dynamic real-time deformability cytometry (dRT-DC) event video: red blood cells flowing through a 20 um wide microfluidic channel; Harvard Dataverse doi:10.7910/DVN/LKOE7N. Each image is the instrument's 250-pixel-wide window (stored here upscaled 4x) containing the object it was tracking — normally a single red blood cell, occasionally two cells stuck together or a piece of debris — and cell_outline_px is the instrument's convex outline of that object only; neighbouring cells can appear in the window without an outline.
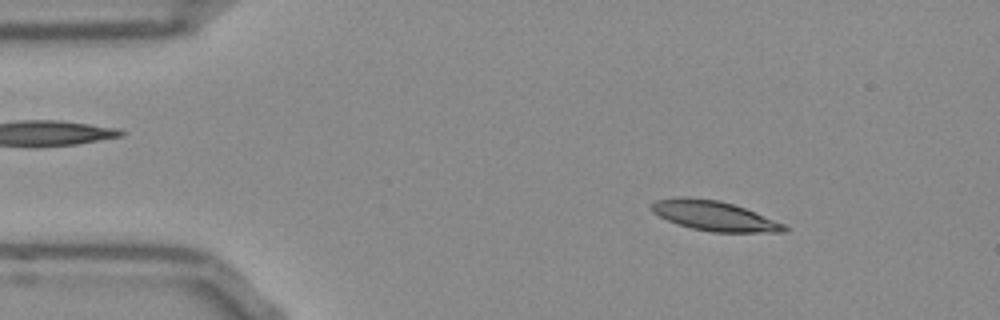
{"species": "Egyptian fruit bat (a non-hibernating species)", "species_latin": "Rousettus aegyptiacus", "temperature_condition": "room temperature", "stored_images_in_passage": 53, "camera_frame_rate_fps": 3000, "um_per_image_px": 0.085, "frame": {"image": 1, "passage_image": 8, "time_ms": 2.333, "image_size_px": [1000, 320], "cell_outline_px": [[788, 228], [784, 232], [712, 232], [692, 228], [668, 220], [652, 212], [652, 204], [656, 200], [676, 196], [688, 196], [720, 200], [744, 208], [784, 224]], "centroid_in_image_um": [60.68, 18.33], "position_along_channel_um": 24.3, "area_um2": 22.83}}
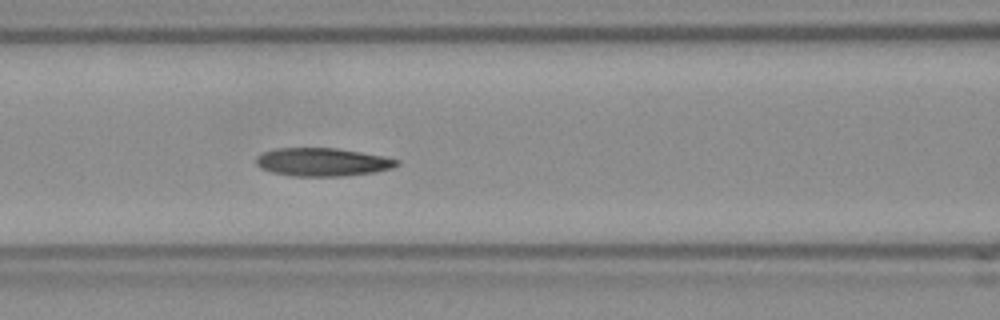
{"frame": {"image": 2, "passage_image": 22, "time_ms": 7.0, "image_size_px": [1000, 320], "cell_outline_px": [[400, 164], [392, 168], [372, 172], [344, 176], [292, 176], [272, 172], [260, 168], [256, 164], [256, 156], [264, 152], [276, 148], [336, 148], [384, 156], [400, 160]], "centroid_in_image_um": [27.4, 13.77], "position_along_channel_um": 139.2, "area_um2": 23.12}}
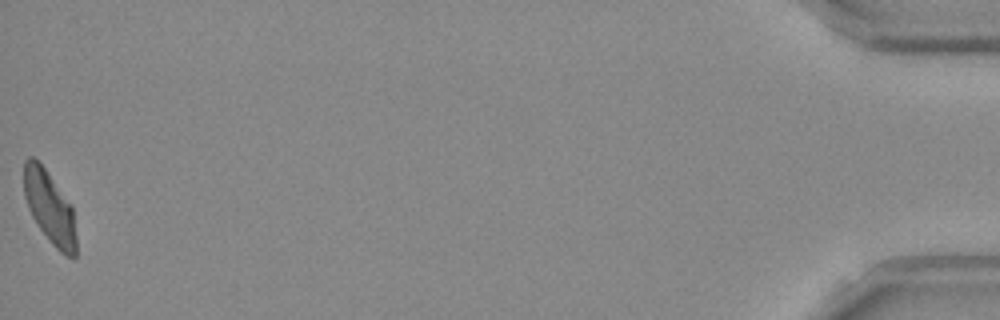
{"frame": {"image": 3, "passage_image": 53, "time_ms": 17.333, "image_size_px": [1000, 320], "cell_outline_px": [[76, 256], [72, 260], [64, 256], [52, 244], [40, 228], [32, 216], [28, 208], [24, 196], [24, 160], [28, 156], [32, 156], [44, 168], [72, 204], [76, 236]], "centroid_in_image_um": [4.24, 17.67], "position_along_channel_um": 431.0, "area_um2": 22.2}, "authors_computed_cell_mechanics": {"area_um2": 22.8888, "velocity_mm_per_s": 3.8255, "shape_relaxation_time_tau1_ms": 3.5199, "shape_relaxation_time_tau2_ms": 2.7094, "deformation_change_tau1": 0.1671, "deformation_change_tau2": 0.1071}}